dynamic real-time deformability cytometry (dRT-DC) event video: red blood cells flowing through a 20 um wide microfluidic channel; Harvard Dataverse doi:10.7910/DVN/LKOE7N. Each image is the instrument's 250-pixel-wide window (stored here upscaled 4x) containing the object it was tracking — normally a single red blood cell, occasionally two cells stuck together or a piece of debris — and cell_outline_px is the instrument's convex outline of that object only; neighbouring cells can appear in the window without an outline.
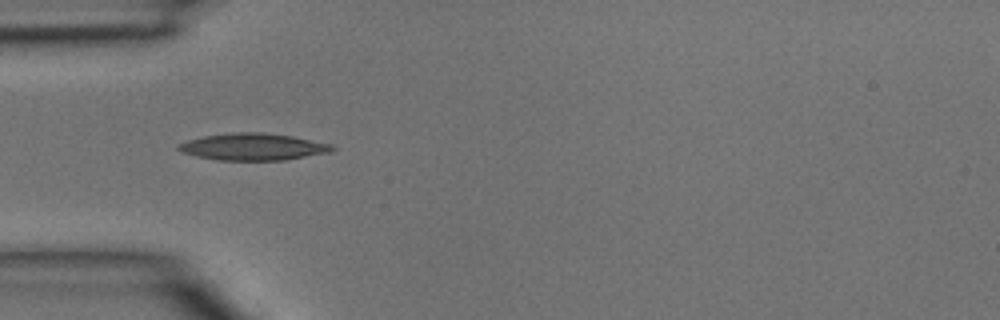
{"species": "common noctule bat (a hibernating species)", "species_latin": "Nyctalus noctula", "temperature_condition": "room temperature", "stored_images_in_passage": 3, "camera_frame_rate_fps": 3000, "um_per_image_px": 0.085, "animal": {"sex": "male", "body_mass_g": 15.6}, "frame": {"image": 1, "passage_image": 2, "time_ms": 0.333, "image_size_px": [1000, 320], "cell_outline_px": [[336, 148], [332, 152], [284, 160], [216, 160], [196, 156], [180, 152], [176, 148], [176, 144], [188, 140], [204, 136], [232, 132], [260, 132], [292, 136], [332, 144]], "centroid_in_image_um": [21.49, 12.48], "position_along_channel_um": 63.5, "area_um2": 24.28}}